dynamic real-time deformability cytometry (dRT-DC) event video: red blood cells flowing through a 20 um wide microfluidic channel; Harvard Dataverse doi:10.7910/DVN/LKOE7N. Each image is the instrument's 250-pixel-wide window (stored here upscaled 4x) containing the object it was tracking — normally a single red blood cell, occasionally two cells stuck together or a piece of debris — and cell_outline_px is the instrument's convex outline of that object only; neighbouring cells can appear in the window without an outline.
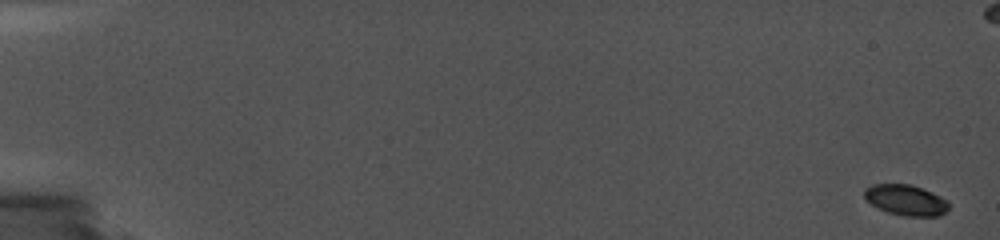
{"species": "common noctule bat (a hibernating species)", "species_latin": "Nyctalus noctula", "temperature_condition": "cold", "stored_images_in_passage": 46, "camera_frame_rate_fps": 5000, "um_per_image_px": 0.085, "animal": {"sex": "female", "body_mass_g": 19.0, "forearm_length_mm": 56.7}, "frame": {"image": 1, "passage_image": 1, "time_ms": 0.0, "image_size_px": [1000, 240], "cell_outline_px": [[948, 208], [944, 212], [936, 216], [904, 216], [888, 212], [872, 204], [864, 196], [864, 188], [872, 184], [912, 184], [932, 192], [948, 200]], "centroid_in_image_um": [77.0, 16.99], "position_along_channel_um": 8.0, "area_um2": 14.97}}
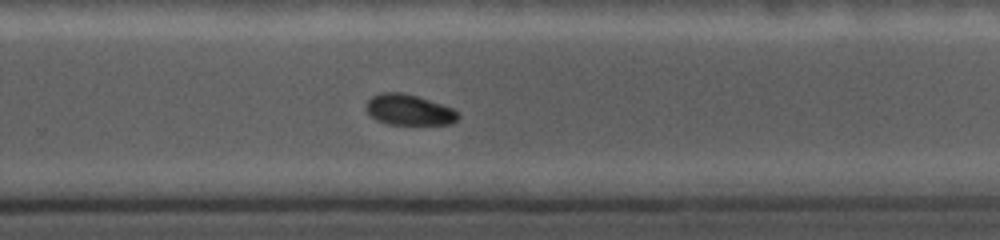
{"frame": {"image": 2, "passage_image": 29, "time_ms": 13.0, "image_size_px": [1000, 240], "cell_outline_px": [[460, 116], [452, 124], [388, 124], [376, 120], [368, 112], [364, 104], [372, 96], [380, 92], [404, 92], [452, 108]], "centroid_in_image_um": [34.72, 9.33], "position_along_channel_um": 295.1, "area_um2": 16.36}}
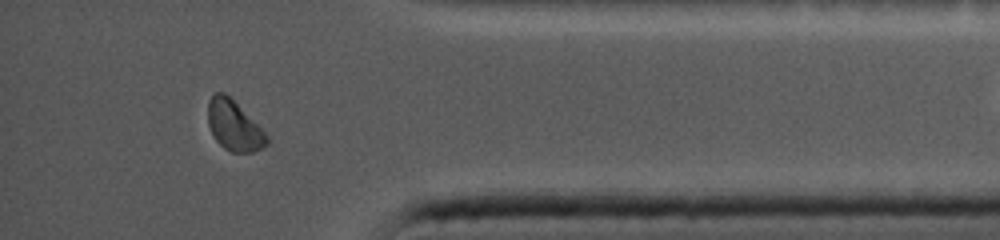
{"frame": {"image": 3, "passage_image": 42, "time_ms": 16.4, "image_size_px": [1000, 240], "cell_outline_px": [[268, 144], [252, 152], [232, 152], [224, 148], [216, 140], [208, 124], [208, 100], [216, 92], [224, 92], [268, 136]], "centroid_in_image_um": [19.86, 10.69], "position_along_channel_um": 415.3, "area_um2": 16.59}}